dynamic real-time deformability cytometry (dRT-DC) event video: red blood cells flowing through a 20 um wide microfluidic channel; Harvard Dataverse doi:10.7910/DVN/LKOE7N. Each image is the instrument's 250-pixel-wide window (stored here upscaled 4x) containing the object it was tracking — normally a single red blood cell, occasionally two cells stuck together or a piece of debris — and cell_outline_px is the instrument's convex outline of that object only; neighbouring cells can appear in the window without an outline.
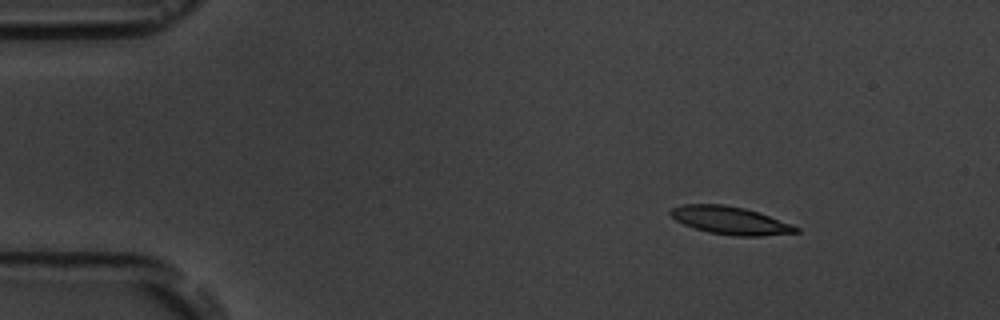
{"species": "common noctule bat (a hibernating species)", "species_latin": "Nyctalus noctula", "temperature_condition": "room temperature", "stored_images_in_passage": 10, "camera_frame_rate_fps": 3000, "um_per_image_px": 0.085, "animal": {"sex": "male", "body_mass_g": 19.5, "forearm_length_mm": 54.6}, "frame": {"image": 1, "passage_image": 2, "time_ms": 1.333, "image_size_px": [1000, 320], "cell_outline_px": [[800, 232], [764, 236], [736, 236], [708, 232], [684, 224], [676, 220], [668, 212], [672, 208], [684, 204], [724, 204], [744, 208], [792, 224], [800, 228]], "centroid_in_image_um": [62.08, 18.74], "position_along_channel_um": 22.9, "area_um2": 20.17}}
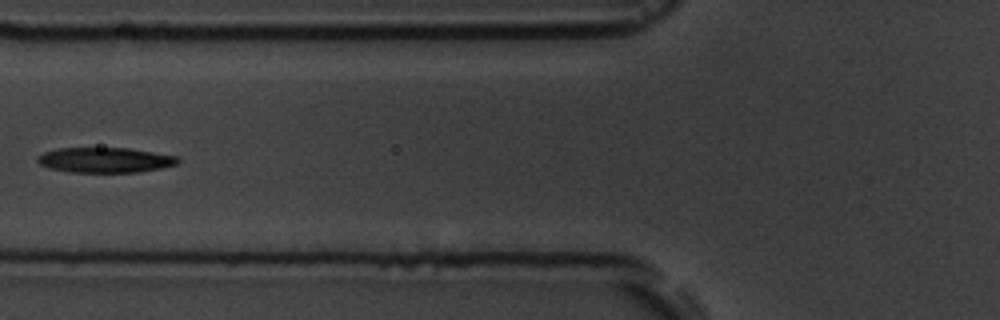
{"frame": {"image": 2, "passage_image": 6, "time_ms": 6.0, "image_size_px": [1000, 320], "cell_outline_px": [[180, 160], [176, 164], [160, 168], [140, 172], [68, 172], [48, 168], [40, 164], [36, 160], [36, 156], [44, 152], [60, 148], [128, 148], [180, 156]], "centroid_in_image_um": [8.92, 13.6], "position_along_channel_um": 116.9, "area_um2": 20.69}}
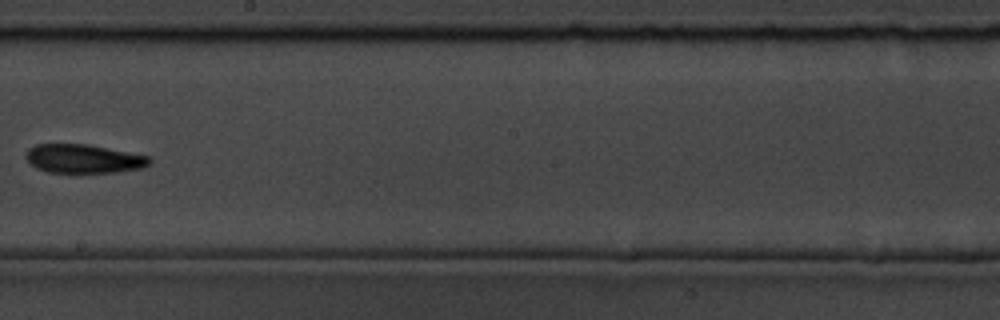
{"frame": {"image": 3, "passage_image": 9, "time_ms": 9.333, "image_size_px": [1000, 320], "cell_outline_px": [[152, 160], [144, 168], [116, 172], [72, 176], [48, 172], [36, 168], [24, 156], [28, 148], [36, 144], [88, 144], [152, 156]], "centroid_in_image_um": [7.12, 13.54], "position_along_channel_um": 241.1, "area_um2": 21.85}}